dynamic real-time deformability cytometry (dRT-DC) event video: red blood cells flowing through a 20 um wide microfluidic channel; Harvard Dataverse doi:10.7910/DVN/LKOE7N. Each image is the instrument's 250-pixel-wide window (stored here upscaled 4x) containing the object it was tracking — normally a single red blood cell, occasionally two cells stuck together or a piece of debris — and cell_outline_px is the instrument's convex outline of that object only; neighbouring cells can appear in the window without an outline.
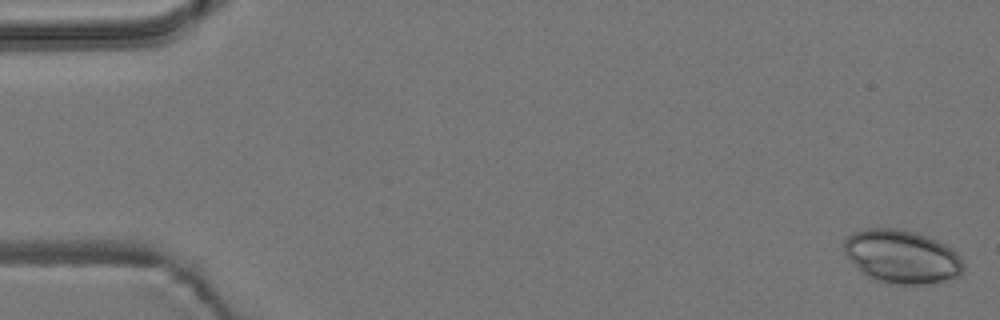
{"species": "common noctule bat (a hibernating species)", "species_latin": "Nyctalus noctula", "temperature_condition": "room temperature", "stored_images_in_passage": 6, "camera_frame_rate_fps": 3000, "um_per_image_px": 0.085, "animal": {"sex": "male", "body_mass_g": 19.2, "forearm_length_mm": 51.8}, "frame": {"image": 1, "passage_image": 1, "time_ms": 0.0, "image_size_px": [1000, 320], "cell_outline_px": [[964, 272], [960, 276], [932, 284], [892, 284], [876, 280], [868, 276], [844, 252], [844, 240], [852, 232], [864, 228], [896, 228], [912, 232], [936, 240], [952, 248], [960, 256], [964, 264]], "centroid_in_image_um": [76.7, 21.82], "position_along_channel_um": 8.3, "area_um2": 36.99}}